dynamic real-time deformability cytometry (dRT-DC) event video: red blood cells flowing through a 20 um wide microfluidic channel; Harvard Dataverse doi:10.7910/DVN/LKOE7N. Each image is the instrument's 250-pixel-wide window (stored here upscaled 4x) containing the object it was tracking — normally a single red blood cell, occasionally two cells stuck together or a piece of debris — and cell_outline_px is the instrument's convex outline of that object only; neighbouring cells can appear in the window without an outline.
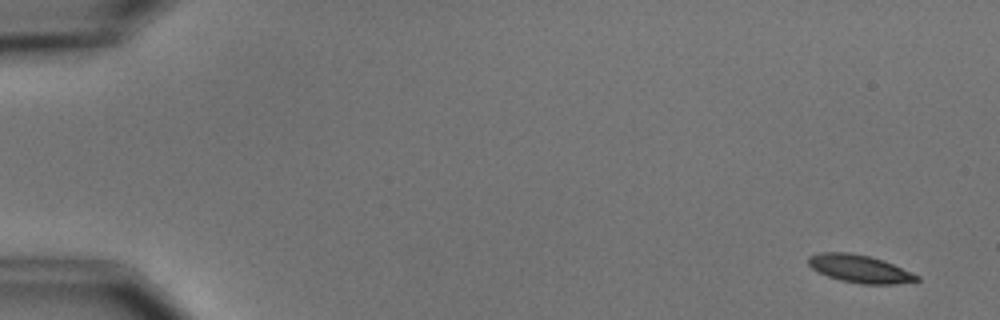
{"species": "common noctule bat (a hibernating species)", "species_latin": "Nyctalus noctula", "temperature_condition": "cold", "stored_images_in_passage": 5, "camera_frame_rate_fps": 3000, "um_per_image_px": 0.085, "animal": {"sex": "male", "body_mass_g": 15.6}, "frame": {"image": 1, "passage_image": 1, "time_ms": 0.0, "image_size_px": [1000, 320], "cell_outline_px": [[920, 280], [896, 284], [860, 284], [840, 280], [828, 276], [812, 268], [808, 264], [808, 256], [820, 252], [848, 252], [868, 256], [884, 260], [920, 276]], "centroid_in_image_um": [73.08, 22.84], "position_along_channel_um": 11.9, "area_um2": 17.51}}
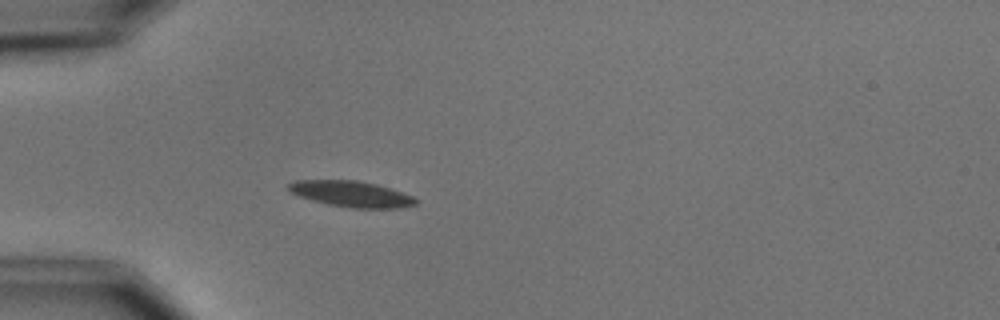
{"frame": {"image": 2, "passage_image": 5, "time_ms": 4.667, "image_size_px": [1000, 320], "cell_outline_px": [[420, 200], [416, 204], [400, 208], [352, 208], [328, 204], [300, 196], [288, 192], [288, 184], [296, 180], [356, 180], [376, 184], [404, 192]], "centroid_in_image_um": [29.9, 16.48], "position_along_channel_um": 55.1, "area_um2": 19.25}}